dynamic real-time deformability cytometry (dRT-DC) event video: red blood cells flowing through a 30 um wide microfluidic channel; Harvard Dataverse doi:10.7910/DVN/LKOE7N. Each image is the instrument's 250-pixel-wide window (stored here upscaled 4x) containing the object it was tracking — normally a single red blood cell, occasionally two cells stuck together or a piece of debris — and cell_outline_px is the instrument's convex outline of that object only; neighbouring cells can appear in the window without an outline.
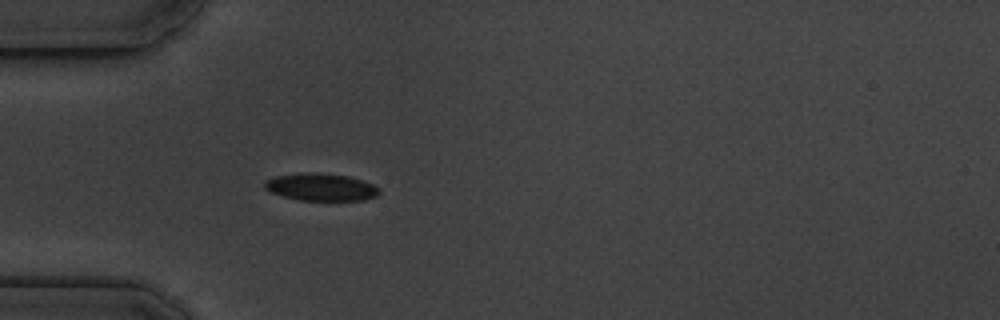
{"species": "common noctule bat (a hibernating species)", "species_latin": "Nyctalus noctula", "temperature_condition": "cold", "stored_images_in_passage": 5, "camera_frame_rate_fps": 3000, "um_per_image_px": 0.085, "animal": {"sex": "male", "body_mass_g": 19.5, "forearm_length_mm": 54.6}, "frame": {"image": 1, "passage_image": 5, "time_ms": 4.667, "image_size_px": [1000, 320], "cell_outline_px": [[380, 192], [376, 196], [364, 200], [300, 200], [284, 196], [272, 192], [264, 188], [264, 180], [276, 176], [316, 172], [348, 176], [372, 184], [380, 188]], "centroid_in_image_um": [27.29, 15.9], "position_along_channel_um": 57.7, "area_um2": 18.03}}